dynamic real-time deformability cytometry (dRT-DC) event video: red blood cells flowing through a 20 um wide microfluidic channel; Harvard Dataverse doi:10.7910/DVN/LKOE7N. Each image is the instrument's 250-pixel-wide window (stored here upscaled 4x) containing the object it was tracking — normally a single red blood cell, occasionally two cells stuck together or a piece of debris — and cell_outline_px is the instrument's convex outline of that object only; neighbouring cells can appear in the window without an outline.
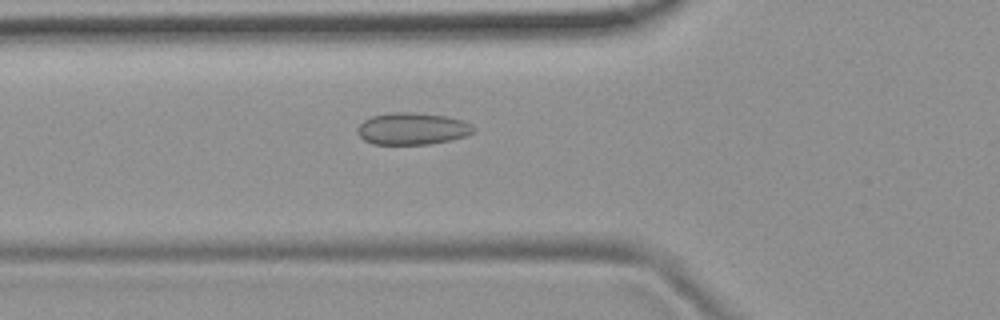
{"species": "common noctule bat (a hibernating species)", "species_latin": "Nyctalus noctula", "temperature_condition": "room temperature", "stored_images_in_passage": 40, "camera_frame_rate_fps": 3000, "um_per_image_px": 0.085, "animal": {"sex": "female", "body_mass_g": 19.9}, "frame": {"image": 1, "passage_image": 7, "time_ms": 2.0, "image_size_px": [1000, 320], "cell_outline_px": [[476, 132], [452, 140], [428, 144], [372, 144], [364, 140], [356, 132], [356, 128], [364, 120], [372, 116], [392, 112], [412, 112], [444, 116], [460, 120], [472, 124], [476, 128]], "centroid_in_image_um": [35.04, 10.94], "position_along_channel_um": 90.8, "area_um2": 21.68}}
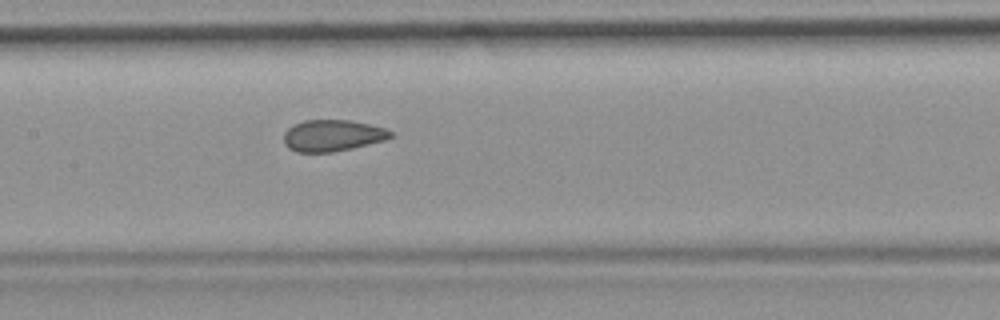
{"frame": {"image": 2, "passage_image": 14, "time_ms": 4.333, "image_size_px": [1000, 320], "cell_outline_px": [[392, 136], [384, 140], [352, 148], [332, 152], [296, 152], [288, 148], [284, 144], [284, 132], [292, 124], [304, 120], [352, 120], [384, 128], [392, 132]], "centroid_in_image_um": [28.21, 11.51], "position_along_channel_um": 179.2, "area_um2": 19.59}}
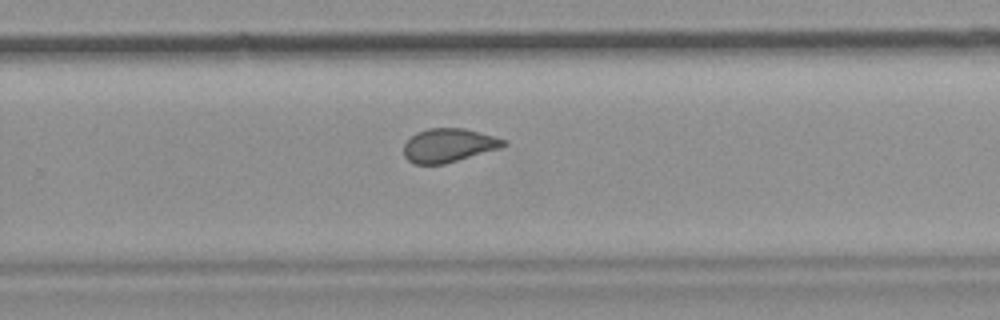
{"frame": {"image": 3, "passage_image": 23, "time_ms": 7.333, "image_size_px": [1000, 320], "cell_outline_px": [[508, 144], [500, 148], [444, 164], [416, 164], [408, 160], [404, 156], [404, 144], [416, 132], [428, 128], [464, 128], [496, 136], [508, 140]], "centroid_in_image_um": [38.16, 12.34], "position_along_channel_um": 291.6, "area_um2": 19.65}, "authors_computed_cell_mechanics": {"area_um2": 20.4034, "velocity_mm_per_s": 3.7738, "shape_relaxation_time_tau1_ms": null, "shape_relaxation_time_tau2_ms": 1.3565, "deformation_change_tau1": null, "deformation_change_tau2": 0.0537}}